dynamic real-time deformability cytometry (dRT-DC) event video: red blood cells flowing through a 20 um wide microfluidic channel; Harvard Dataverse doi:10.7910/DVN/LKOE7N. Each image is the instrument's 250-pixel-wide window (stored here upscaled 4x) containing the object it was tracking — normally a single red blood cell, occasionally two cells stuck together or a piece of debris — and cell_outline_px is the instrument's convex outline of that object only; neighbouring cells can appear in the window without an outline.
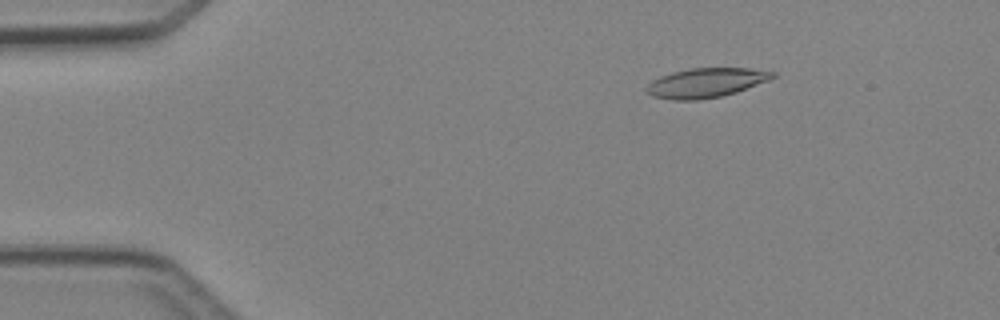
{"species": "Egyptian fruit bat (a non-hibernating species)", "species_latin": "Rousettus aegyptiacus", "temperature_condition": "cold", "stored_images_in_passage": 5, "camera_frame_rate_fps": 3000, "um_per_image_px": 0.085, "animal": {"sex": "female"}, "frame": {"image": 1, "passage_image": 3, "time_ms": 2.333, "image_size_px": [1000, 320], "cell_outline_px": [[776, 76], [768, 80], [736, 92], [720, 96], [696, 100], [672, 100], [652, 96], [648, 92], [648, 84], [652, 80], [660, 76], [672, 72], [692, 68], [748, 68], [776, 72]], "centroid_in_image_um": [60.01, 7.03], "position_along_channel_um": 25.0, "area_um2": 21.39}}
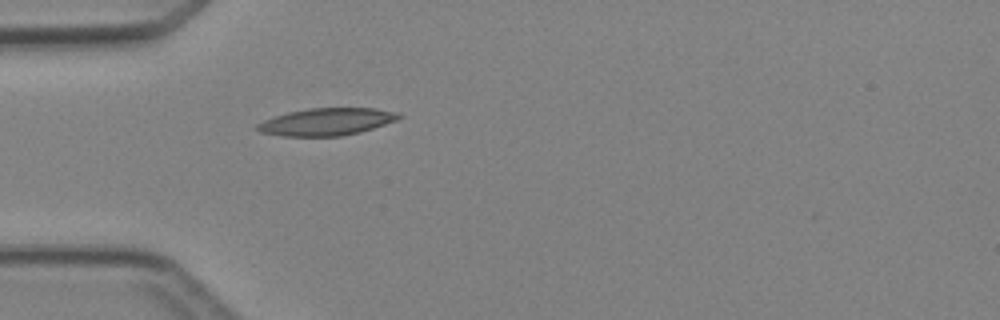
{"frame": {"image": 2, "passage_image": 5, "time_ms": 4.667, "image_size_px": [1000, 320], "cell_outline_px": [[404, 116], [396, 120], [360, 132], [340, 136], [284, 136], [260, 132], [252, 128], [256, 124], [264, 120], [288, 112], [308, 108], [376, 108], [400, 112]], "centroid_in_image_um": [27.76, 10.34], "position_along_channel_um": 57.2, "area_um2": 22.6}}